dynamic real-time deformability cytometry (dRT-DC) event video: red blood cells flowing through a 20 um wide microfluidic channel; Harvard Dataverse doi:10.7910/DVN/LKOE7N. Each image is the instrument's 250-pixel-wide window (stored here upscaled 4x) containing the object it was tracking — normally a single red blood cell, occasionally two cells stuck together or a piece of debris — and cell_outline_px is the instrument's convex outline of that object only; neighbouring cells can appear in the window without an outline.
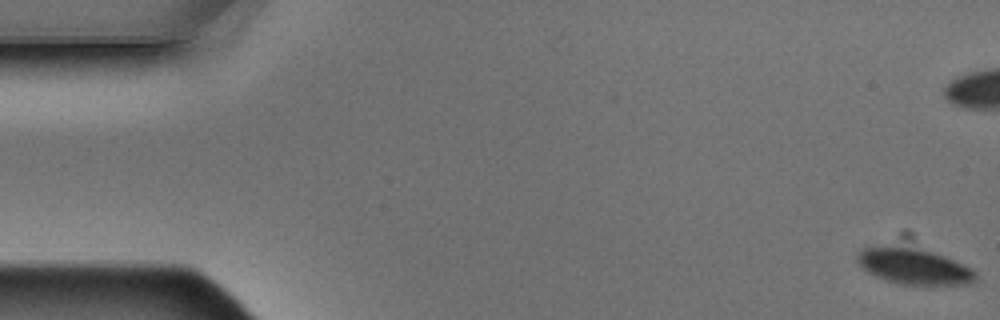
{"species": "Egyptian fruit bat (a non-hibernating species)", "species_latin": "Rousettus aegyptiacus", "temperature_condition": "warm", "stored_images_in_passage": 10, "camera_frame_rate_fps": 3000, "um_per_image_px": 0.085, "animal": {"sex": "male"}, "frame": {"image": 1, "passage_image": 1, "time_ms": 0.0, "image_size_px": [1000, 320], "cell_outline_px": [[976, 284], [900, 284], [884, 280], [868, 272], [856, 260], [856, 256], [864, 248], [884, 244], [888, 244], [932, 252], [944, 256], [972, 268], [976, 272]], "centroid_in_image_um": [77.67, 22.63], "position_along_channel_um": 7.3, "area_um2": 24.68}}
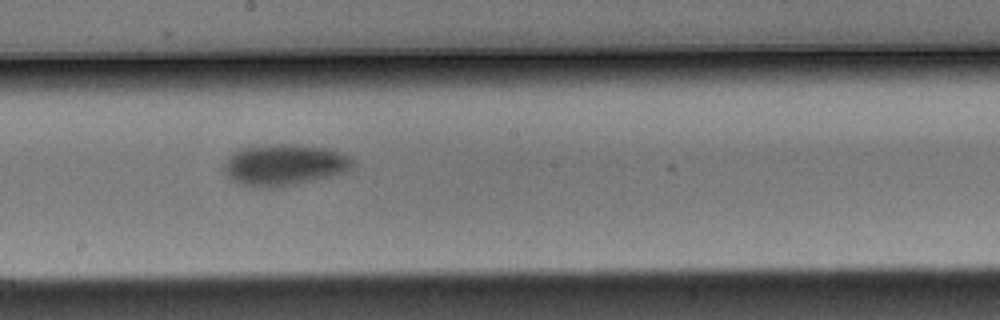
{"frame": {"image": 2, "passage_image": 9, "time_ms": 2.667, "image_size_px": [1000, 320], "cell_outline_px": [[352, 164], [344, 172], [328, 176], [292, 184], [268, 188], [256, 188], [240, 184], [228, 180], [224, 172], [224, 164], [228, 156], [232, 152], [240, 148], [276, 144], [296, 144], [328, 148], [352, 156]], "centroid_in_image_um": [24.08, 14.0], "position_along_channel_um": 224.1, "area_um2": 30.92}}
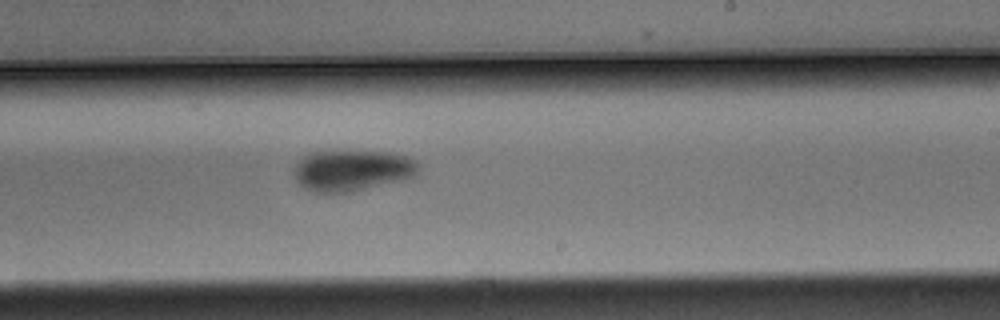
{"frame": {"image": 3, "passage_image": 10, "time_ms": 3.0, "image_size_px": [1000, 320], "cell_outline_px": [[420, 164], [416, 172], [412, 176], [400, 180], [352, 192], [316, 192], [300, 184], [296, 180], [292, 172], [296, 164], [308, 152], [392, 152], [408, 156], [416, 160]], "centroid_in_image_um": [29.93, 14.48], "position_along_channel_um": 259.1, "area_um2": 29.42}}